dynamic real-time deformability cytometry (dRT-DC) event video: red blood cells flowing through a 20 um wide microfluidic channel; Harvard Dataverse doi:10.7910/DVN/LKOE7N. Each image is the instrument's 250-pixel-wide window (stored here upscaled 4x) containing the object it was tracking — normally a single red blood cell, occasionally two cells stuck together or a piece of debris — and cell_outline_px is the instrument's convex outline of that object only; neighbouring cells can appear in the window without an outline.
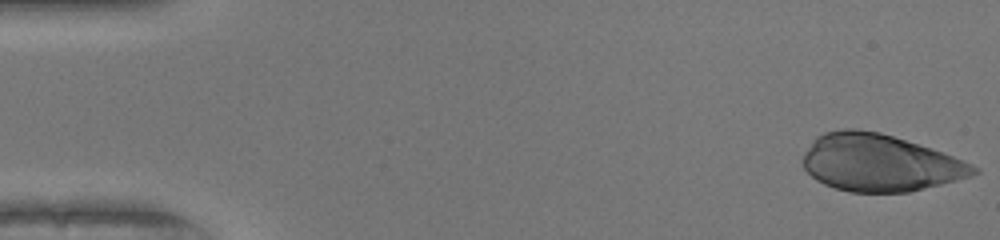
{"species": "human", "species_latin": "Homo sapiens", "temperature_condition": "warm", "stored_images_in_passage": 41, "camera_frame_rate_fps": 3000, "um_per_image_px": 0.085, "donor": {"sex": "female"}, "frame": {"image": 1, "passage_image": 1, "time_ms": 0.0, "image_size_px": [1000, 240], "cell_outline_px": [[980, 172], [972, 176], [908, 192], [848, 192], [824, 184], [816, 180], [804, 168], [804, 152], [812, 140], [816, 136], [824, 132], [844, 128], [856, 128], [880, 132], [952, 156], [972, 164], [980, 168]], "centroid_in_image_um": [74.74, 13.84], "position_along_channel_um": 10.3, "area_um2": 56.36}}
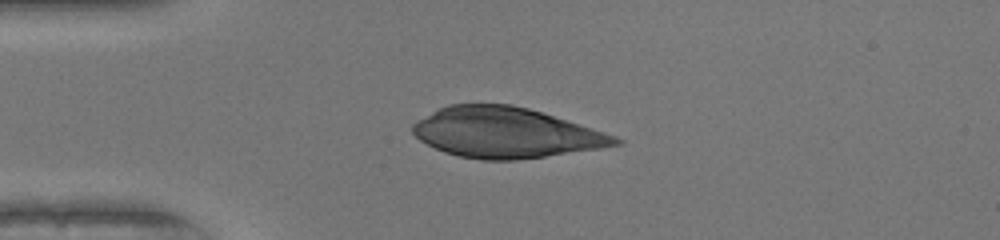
{"frame": {"image": 2, "passage_image": 12, "time_ms": 3.667, "image_size_px": [1000, 240], "cell_outline_px": [[624, 144], [600, 148], [516, 160], [480, 160], [460, 156], [444, 152], [420, 140], [412, 132], [412, 124], [432, 112], [448, 104], [512, 104], [528, 108], [604, 132], [616, 136], [624, 140]], "centroid_in_image_um": [42.99, 11.28], "position_along_channel_um": 42.0, "area_um2": 58.84}}